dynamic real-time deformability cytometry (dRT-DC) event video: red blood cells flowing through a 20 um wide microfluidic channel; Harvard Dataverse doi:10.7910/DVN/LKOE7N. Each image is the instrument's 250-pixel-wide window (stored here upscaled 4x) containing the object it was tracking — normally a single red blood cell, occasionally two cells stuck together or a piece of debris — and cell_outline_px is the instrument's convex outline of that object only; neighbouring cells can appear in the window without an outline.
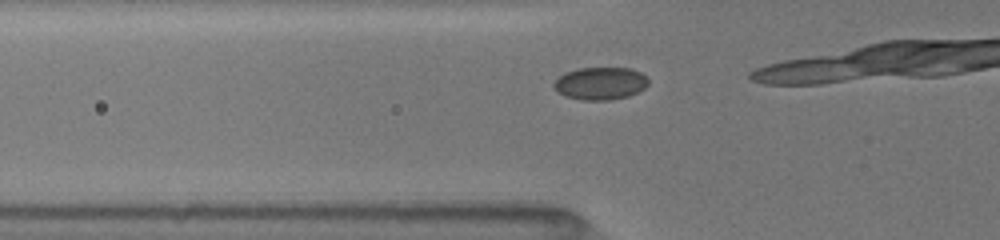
{"species": "common noctule bat (a hibernating species)", "species_latin": "Nyctalus noctula", "temperature_condition": "room temperature", "stored_images_in_passage": 9, "camera_frame_rate_fps": 3000, "um_per_image_px": 0.085, "animal": {"sex": "female", "body_mass_g": 19.5, "forearm_length_mm": 54.1}, "frame": {"image": 1, "passage_image": 4, "time_ms": 1.0, "image_size_px": [1000, 240], "cell_outline_px": [[648, 84], [644, 88], [628, 96], [608, 100], [580, 100], [568, 96], [560, 92], [552, 84], [564, 72], [580, 68], [632, 68], [640, 72], [648, 80]], "centroid_in_image_um": [51.04, 7.08], "position_along_channel_um": 74.8, "area_um2": 17.69}}
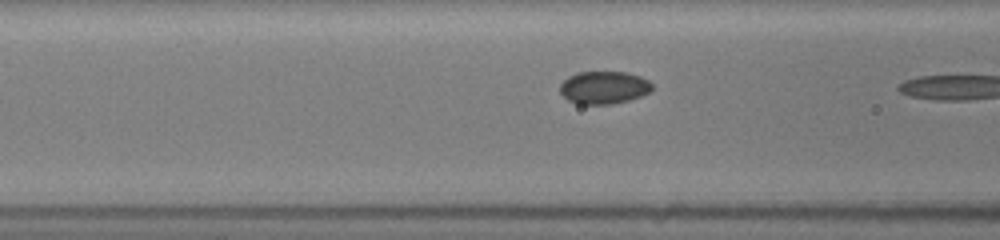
{"frame": {"image": 2, "passage_image": 8, "time_ms": 2.0, "image_size_px": [1000, 240], "cell_outline_px": [[652, 88], [648, 92], [640, 96], [628, 100], [612, 104], [576, 104], [568, 100], [560, 92], [560, 84], [568, 76], [576, 72], [628, 72], [640, 76], [648, 80], [652, 84]], "centroid_in_image_um": [51.3, 7.43], "position_along_channel_um": 115.3, "area_um2": 17.57}}